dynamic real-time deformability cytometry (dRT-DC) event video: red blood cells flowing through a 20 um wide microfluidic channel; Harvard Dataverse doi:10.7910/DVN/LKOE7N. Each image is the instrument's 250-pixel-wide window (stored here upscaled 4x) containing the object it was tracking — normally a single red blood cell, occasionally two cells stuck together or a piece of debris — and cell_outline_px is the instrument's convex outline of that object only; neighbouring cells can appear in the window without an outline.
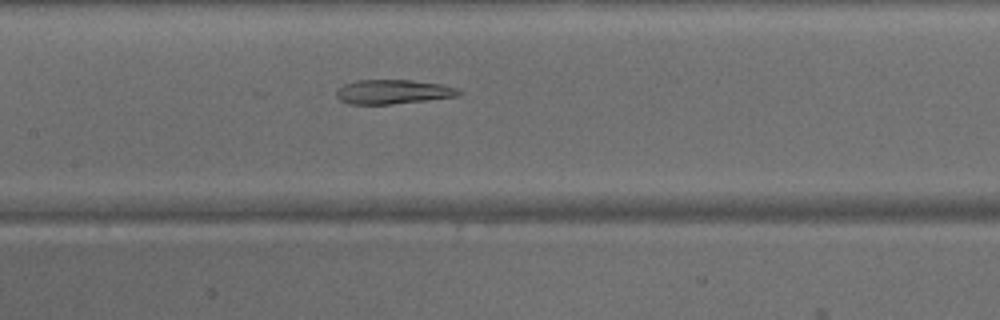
{"species": "common noctule bat (a hibernating species)", "species_latin": "Nyctalus noctula", "temperature_condition": "warm", "stored_images_in_passage": 33, "camera_frame_rate_fps": 3000, "um_per_image_px": 0.085, "animal": {"sex": "male", "body_mass_g": 15.6}, "frame": {"image": 1, "passage_image": 9, "time_ms": 2.667, "image_size_px": [1000, 320], "cell_outline_px": [[464, 92], [456, 96], [428, 100], [392, 104], [348, 104], [340, 100], [336, 96], [336, 88], [344, 84], [356, 80], [412, 80], [440, 84], [460, 88]], "centroid_in_image_um": [33.4, 7.8], "position_along_channel_um": 174.0, "area_um2": 17.51}}
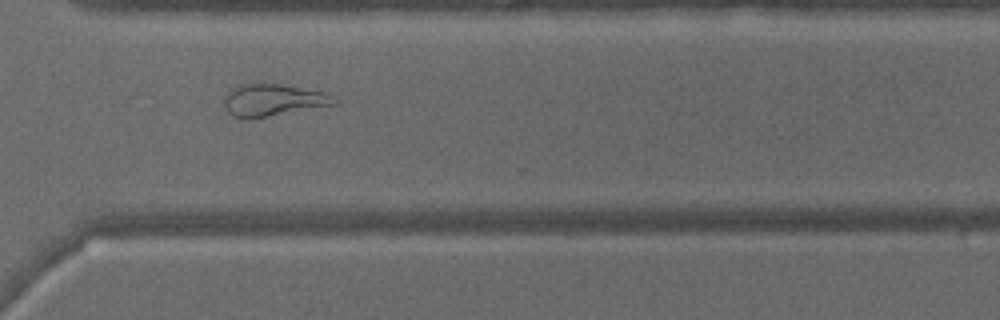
{"frame": {"image": 2, "passage_image": 21, "time_ms": 6.667, "image_size_px": [1000, 320], "cell_outline_px": [[340, 104], [264, 116], [232, 116], [228, 112], [224, 104], [224, 92], [228, 88], [236, 84], [280, 84], [328, 92], [340, 100]], "centroid_in_image_um": [23.26, 8.46], "position_along_channel_um": 347.3, "area_um2": 20.52}}
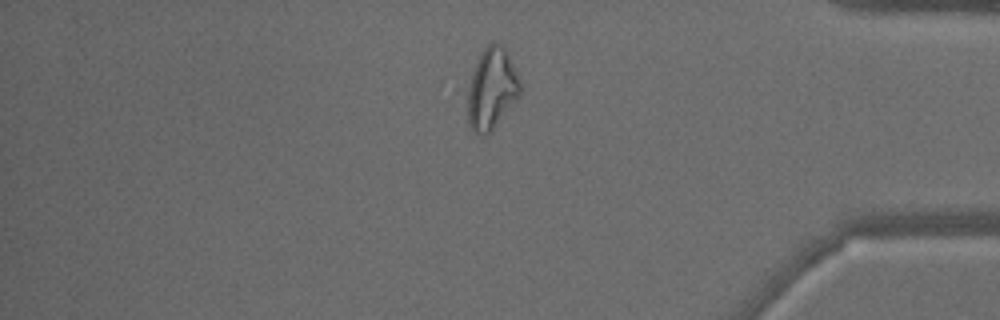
{"frame": {"image": 3, "passage_image": 26, "time_ms": 8.333, "image_size_px": [1000, 320], "cell_outline_px": [[520, 96], [492, 128], [484, 136], [472, 132], [468, 124], [468, 92], [472, 76], [480, 52], [492, 40], [500, 44], [508, 52], [520, 80]], "centroid_in_image_um": [41.8, 7.52], "position_along_channel_um": 393.4, "area_um2": 24.57}}